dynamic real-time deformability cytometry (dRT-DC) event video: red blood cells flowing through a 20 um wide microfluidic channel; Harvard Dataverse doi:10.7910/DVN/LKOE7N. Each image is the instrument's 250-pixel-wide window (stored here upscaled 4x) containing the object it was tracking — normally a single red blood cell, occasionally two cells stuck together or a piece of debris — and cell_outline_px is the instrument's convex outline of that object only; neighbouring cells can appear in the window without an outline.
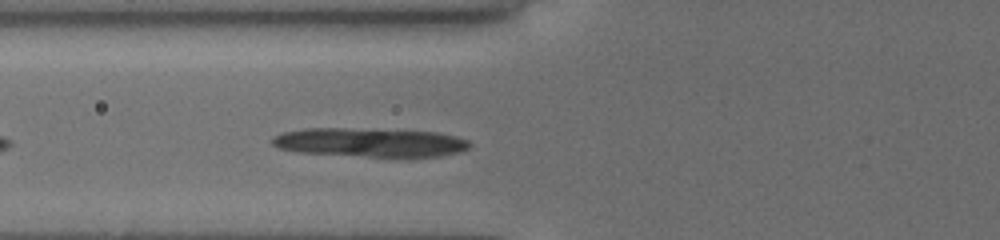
{"species": "common noctule bat (a hibernating species)", "species_latin": "Nyctalus noctula", "temperature_condition": "cold", "stored_images_in_passage": 42, "camera_frame_rate_fps": 3000, "um_per_image_px": 0.085, "animal": {"sex": "female", "body_mass_g": 19.5, "forearm_length_mm": 54.1}, "frame": {"image": 1, "passage_image": 5, "time_ms": 1.667, "image_size_px": [1000, 240], "cell_outline_px": [[472, 144], [468, 148], [460, 152], [440, 156], [368, 156], [300, 152], [276, 148], [272, 144], [272, 136], [284, 132], [308, 128], [344, 128], [436, 132], [456, 136], [468, 140]], "centroid_in_image_um": [31.44, 12.1], "position_along_channel_um": 94.4, "area_um2": 32.89}}
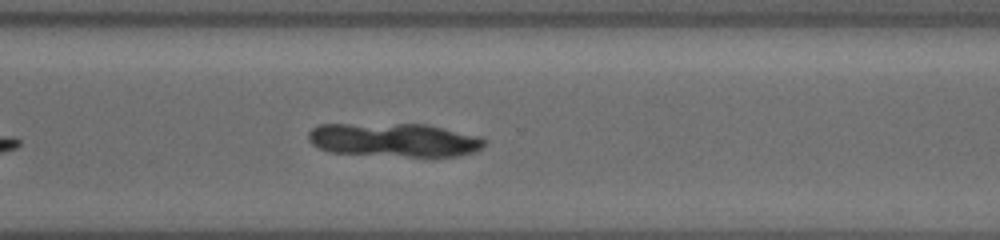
{"frame": {"image": 2, "passage_image": 22, "time_ms": 8.0, "image_size_px": [1000, 240], "cell_outline_px": [[488, 144], [472, 152], [460, 156], [408, 156], [332, 152], [320, 148], [312, 144], [308, 140], [308, 132], [312, 128], [320, 124], [428, 124], [476, 136], [488, 140]], "centroid_in_image_um": [33.51, 11.88], "position_along_channel_um": 337.1, "area_um2": 34.33}}